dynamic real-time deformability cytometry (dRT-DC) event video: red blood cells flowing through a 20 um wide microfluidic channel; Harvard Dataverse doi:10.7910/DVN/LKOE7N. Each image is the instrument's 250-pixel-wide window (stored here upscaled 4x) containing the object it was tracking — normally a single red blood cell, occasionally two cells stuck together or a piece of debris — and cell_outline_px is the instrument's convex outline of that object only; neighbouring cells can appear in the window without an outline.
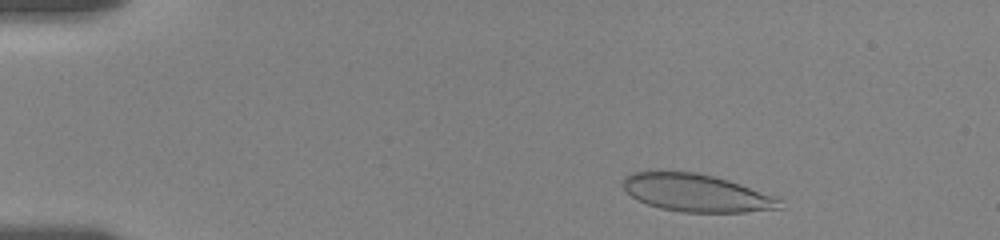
{"species": "human", "species_latin": "Homo sapiens", "temperature_condition": "room temperature", "stored_images_in_passage": 20, "camera_frame_rate_fps": 3000, "um_per_image_px": 0.085, "donor": {"sex": "female"}, "frame": {"image": 1, "passage_image": 5, "time_ms": 1.333, "image_size_px": [1000, 240], "cell_outline_px": [[780, 208], [744, 212], [680, 212], [660, 208], [636, 200], [624, 188], [624, 176], [632, 172], [696, 172], [728, 180], [776, 196], [780, 200]], "centroid_in_image_um": [59.18, 16.4], "position_along_channel_um": 25.8, "area_um2": 33.99}}
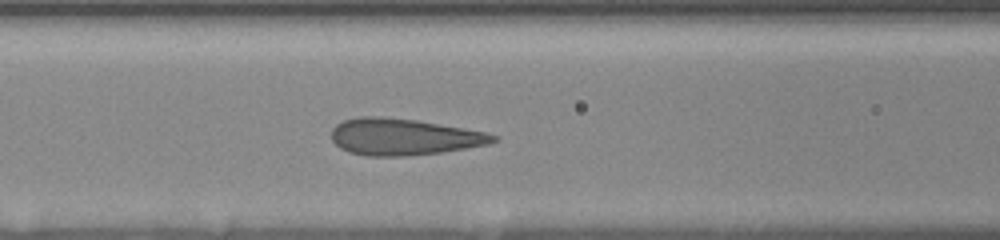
{"frame": {"image": 2, "passage_image": 18, "time_ms": 6.667, "image_size_px": [1000, 240], "cell_outline_px": [[500, 140], [488, 144], [440, 152], [404, 156], [368, 156], [348, 152], [340, 148], [332, 140], [332, 128], [336, 124], [344, 120], [360, 116], [384, 116], [416, 120], [488, 132], [500, 136]], "centroid_in_image_um": [34.32, 11.62], "position_along_channel_um": 132.3, "area_um2": 34.62}}
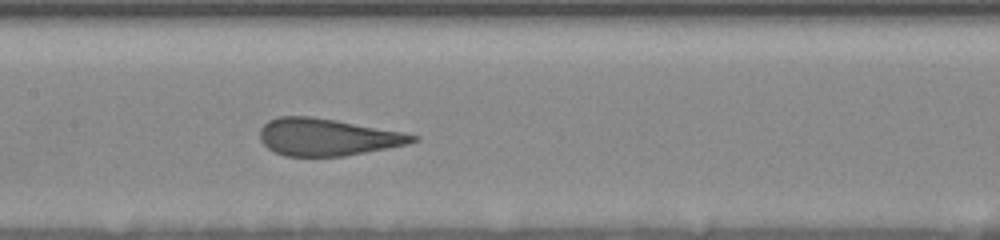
{"frame": {"image": 3, "passage_image": 20, "time_ms": 8.0, "image_size_px": [1000, 240], "cell_outline_px": [[420, 140], [408, 144], [388, 148], [344, 156], [284, 156], [268, 148], [260, 140], [260, 128], [268, 120], [280, 116], [308, 116], [336, 120], [404, 132], [420, 136]], "centroid_in_image_um": [27.84, 11.65], "position_along_channel_um": 179.6, "area_um2": 33.12}}